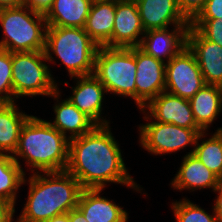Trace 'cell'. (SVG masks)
I'll return each mask as SVG.
<instances>
[{
  "mask_svg": "<svg viewBox=\"0 0 222 222\" xmlns=\"http://www.w3.org/2000/svg\"><path fill=\"white\" fill-rule=\"evenodd\" d=\"M123 159L110 124L97 125L89 133L69 140L66 171L83 189H105L108 183H116L142 194L143 189L130 175Z\"/></svg>",
  "mask_w": 222,
  "mask_h": 222,
  "instance_id": "1",
  "label": "cell"
},
{
  "mask_svg": "<svg viewBox=\"0 0 222 222\" xmlns=\"http://www.w3.org/2000/svg\"><path fill=\"white\" fill-rule=\"evenodd\" d=\"M28 197L17 222H46L77 208L82 191L79 181L67 171L38 172L24 178Z\"/></svg>",
  "mask_w": 222,
  "mask_h": 222,
  "instance_id": "2",
  "label": "cell"
},
{
  "mask_svg": "<svg viewBox=\"0 0 222 222\" xmlns=\"http://www.w3.org/2000/svg\"><path fill=\"white\" fill-rule=\"evenodd\" d=\"M12 156L25 174L21 159L25 160L31 173L66 171L69 138L47 120L31 115L21 129L18 147Z\"/></svg>",
  "mask_w": 222,
  "mask_h": 222,
  "instance_id": "3",
  "label": "cell"
},
{
  "mask_svg": "<svg viewBox=\"0 0 222 222\" xmlns=\"http://www.w3.org/2000/svg\"><path fill=\"white\" fill-rule=\"evenodd\" d=\"M98 48L84 28L47 26L44 50L47 64L53 62L55 65L54 54L70 78L94 74Z\"/></svg>",
  "mask_w": 222,
  "mask_h": 222,
  "instance_id": "4",
  "label": "cell"
},
{
  "mask_svg": "<svg viewBox=\"0 0 222 222\" xmlns=\"http://www.w3.org/2000/svg\"><path fill=\"white\" fill-rule=\"evenodd\" d=\"M3 38L0 48L9 52L44 51L47 22L44 14L25 5L0 9Z\"/></svg>",
  "mask_w": 222,
  "mask_h": 222,
  "instance_id": "5",
  "label": "cell"
},
{
  "mask_svg": "<svg viewBox=\"0 0 222 222\" xmlns=\"http://www.w3.org/2000/svg\"><path fill=\"white\" fill-rule=\"evenodd\" d=\"M136 69L135 47L99 46L94 75L107 94L130 97L136 104Z\"/></svg>",
  "mask_w": 222,
  "mask_h": 222,
  "instance_id": "6",
  "label": "cell"
},
{
  "mask_svg": "<svg viewBox=\"0 0 222 222\" xmlns=\"http://www.w3.org/2000/svg\"><path fill=\"white\" fill-rule=\"evenodd\" d=\"M46 61L44 51L12 53L13 102L20 96L49 97L59 88Z\"/></svg>",
  "mask_w": 222,
  "mask_h": 222,
  "instance_id": "7",
  "label": "cell"
},
{
  "mask_svg": "<svg viewBox=\"0 0 222 222\" xmlns=\"http://www.w3.org/2000/svg\"><path fill=\"white\" fill-rule=\"evenodd\" d=\"M144 119L151 122L139 125V143L151 155L172 154L193 146L188 152L192 154L195 149L197 137L203 131L201 129H188L170 123L152 121V118L144 111Z\"/></svg>",
  "mask_w": 222,
  "mask_h": 222,
  "instance_id": "8",
  "label": "cell"
},
{
  "mask_svg": "<svg viewBox=\"0 0 222 222\" xmlns=\"http://www.w3.org/2000/svg\"><path fill=\"white\" fill-rule=\"evenodd\" d=\"M165 91L181 98H192L206 85L194 53L188 46L166 63Z\"/></svg>",
  "mask_w": 222,
  "mask_h": 222,
  "instance_id": "9",
  "label": "cell"
},
{
  "mask_svg": "<svg viewBox=\"0 0 222 222\" xmlns=\"http://www.w3.org/2000/svg\"><path fill=\"white\" fill-rule=\"evenodd\" d=\"M136 106L140 110L165 91L166 64L135 47Z\"/></svg>",
  "mask_w": 222,
  "mask_h": 222,
  "instance_id": "10",
  "label": "cell"
},
{
  "mask_svg": "<svg viewBox=\"0 0 222 222\" xmlns=\"http://www.w3.org/2000/svg\"><path fill=\"white\" fill-rule=\"evenodd\" d=\"M188 29L189 26H173L171 30L170 27L147 30L138 48L166 64L187 46Z\"/></svg>",
  "mask_w": 222,
  "mask_h": 222,
  "instance_id": "11",
  "label": "cell"
},
{
  "mask_svg": "<svg viewBox=\"0 0 222 222\" xmlns=\"http://www.w3.org/2000/svg\"><path fill=\"white\" fill-rule=\"evenodd\" d=\"M76 82L72 89V95L67 99L81 112L85 113L97 125H109L110 121L104 119L103 111L104 94L107 91L99 79L94 75L72 77Z\"/></svg>",
  "mask_w": 222,
  "mask_h": 222,
  "instance_id": "12",
  "label": "cell"
},
{
  "mask_svg": "<svg viewBox=\"0 0 222 222\" xmlns=\"http://www.w3.org/2000/svg\"><path fill=\"white\" fill-rule=\"evenodd\" d=\"M143 110L156 122L170 123L188 129H200L194 120L189 99L166 91L155 97Z\"/></svg>",
  "mask_w": 222,
  "mask_h": 222,
  "instance_id": "13",
  "label": "cell"
},
{
  "mask_svg": "<svg viewBox=\"0 0 222 222\" xmlns=\"http://www.w3.org/2000/svg\"><path fill=\"white\" fill-rule=\"evenodd\" d=\"M187 46L194 53L206 84L222 87V47L189 26Z\"/></svg>",
  "mask_w": 222,
  "mask_h": 222,
  "instance_id": "14",
  "label": "cell"
},
{
  "mask_svg": "<svg viewBox=\"0 0 222 222\" xmlns=\"http://www.w3.org/2000/svg\"><path fill=\"white\" fill-rule=\"evenodd\" d=\"M144 33L135 0L116 1L112 47H138Z\"/></svg>",
  "mask_w": 222,
  "mask_h": 222,
  "instance_id": "15",
  "label": "cell"
},
{
  "mask_svg": "<svg viewBox=\"0 0 222 222\" xmlns=\"http://www.w3.org/2000/svg\"><path fill=\"white\" fill-rule=\"evenodd\" d=\"M145 31L173 26H190L179 11L177 0H135Z\"/></svg>",
  "mask_w": 222,
  "mask_h": 222,
  "instance_id": "16",
  "label": "cell"
},
{
  "mask_svg": "<svg viewBox=\"0 0 222 222\" xmlns=\"http://www.w3.org/2000/svg\"><path fill=\"white\" fill-rule=\"evenodd\" d=\"M60 96L59 88L50 95L57 102L53 106L55 119L53 122L51 120L48 122L61 134L70 140L89 133L97 126L91 118L78 110L67 98L62 100L61 97L60 101Z\"/></svg>",
  "mask_w": 222,
  "mask_h": 222,
  "instance_id": "17",
  "label": "cell"
},
{
  "mask_svg": "<svg viewBox=\"0 0 222 222\" xmlns=\"http://www.w3.org/2000/svg\"><path fill=\"white\" fill-rule=\"evenodd\" d=\"M104 189H82L77 208L88 222H127L128 212L114 200L100 196Z\"/></svg>",
  "mask_w": 222,
  "mask_h": 222,
  "instance_id": "18",
  "label": "cell"
},
{
  "mask_svg": "<svg viewBox=\"0 0 222 222\" xmlns=\"http://www.w3.org/2000/svg\"><path fill=\"white\" fill-rule=\"evenodd\" d=\"M219 178L208 169L193 153L183 156L181 166L171 181V187L176 190H191L209 188L215 190Z\"/></svg>",
  "mask_w": 222,
  "mask_h": 222,
  "instance_id": "19",
  "label": "cell"
},
{
  "mask_svg": "<svg viewBox=\"0 0 222 222\" xmlns=\"http://www.w3.org/2000/svg\"><path fill=\"white\" fill-rule=\"evenodd\" d=\"M115 0H93L84 30L99 45L112 47Z\"/></svg>",
  "mask_w": 222,
  "mask_h": 222,
  "instance_id": "20",
  "label": "cell"
},
{
  "mask_svg": "<svg viewBox=\"0 0 222 222\" xmlns=\"http://www.w3.org/2000/svg\"><path fill=\"white\" fill-rule=\"evenodd\" d=\"M189 102L197 126L203 132H209L208 129L222 112V87L206 84Z\"/></svg>",
  "mask_w": 222,
  "mask_h": 222,
  "instance_id": "21",
  "label": "cell"
},
{
  "mask_svg": "<svg viewBox=\"0 0 222 222\" xmlns=\"http://www.w3.org/2000/svg\"><path fill=\"white\" fill-rule=\"evenodd\" d=\"M93 0H54L44 14L47 26L84 28Z\"/></svg>",
  "mask_w": 222,
  "mask_h": 222,
  "instance_id": "22",
  "label": "cell"
},
{
  "mask_svg": "<svg viewBox=\"0 0 222 222\" xmlns=\"http://www.w3.org/2000/svg\"><path fill=\"white\" fill-rule=\"evenodd\" d=\"M30 116L16 102H0V153L14 154L21 129Z\"/></svg>",
  "mask_w": 222,
  "mask_h": 222,
  "instance_id": "23",
  "label": "cell"
},
{
  "mask_svg": "<svg viewBox=\"0 0 222 222\" xmlns=\"http://www.w3.org/2000/svg\"><path fill=\"white\" fill-rule=\"evenodd\" d=\"M208 134L210 133L202 132L198 135L193 154L221 180L222 128H218L210 138L205 139Z\"/></svg>",
  "mask_w": 222,
  "mask_h": 222,
  "instance_id": "24",
  "label": "cell"
},
{
  "mask_svg": "<svg viewBox=\"0 0 222 222\" xmlns=\"http://www.w3.org/2000/svg\"><path fill=\"white\" fill-rule=\"evenodd\" d=\"M25 176L26 174L11 154L0 153V199L15 206L17 195L24 185Z\"/></svg>",
  "mask_w": 222,
  "mask_h": 222,
  "instance_id": "25",
  "label": "cell"
},
{
  "mask_svg": "<svg viewBox=\"0 0 222 222\" xmlns=\"http://www.w3.org/2000/svg\"><path fill=\"white\" fill-rule=\"evenodd\" d=\"M170 207L173 210L176 222H217L214 209L210 215L205 209L187 198L172 202Z\"/></svg>",
  "mask_w": 222,
  "mask_h": 222,
  "instance_id": "26",
  "label": "cell"
},
{
  "mask_svg": "<svg viewBox=\"0 0 222 222\" xmlns=\"http://www.w3.org/2000/svg\"><path fill=\"white\" fill-rule=\"evenodd\" d=\"M0 102H13L12 53L0 48Z\"/></svg>",
  "mask_w": 222,
  "mask_h": 222,
  "instance_id": "27",
  "label": "cell"
},
{
  "mask_svg": "<svg viewBox=\"0 0 222 222\" xmlns=\"http://www.w3.org/2000/svg\"><path fill=\"white\" fill-rule=\"evenodd\" d=\"M190 26L196 28L207 40L222 47V18L193 19Z\"/></svg>",
  "mask_w": 222,
  "mask_h": 222,
  "instance_id": "28",
  "label": "cell"
},
{
  "mask_svg": "<svg viewBox=\"0 0 222 222\" xmlns=\"http://www.w3.org/2000/svg\"><path fill=\"white\" fill-rule=\"evenodd\" d=\"M207 0H177L179 11L191 22L204 8Z\"/></svg>",
  "mask_w": 222,
  "mask_h": 222,
  "instance_id": "29",
  "label": "cell"
},
{
  "mask_svg": "<svg viewBox=\"0 0 222 222\" xmlns=\"http://www.w3.org/2000/svg\"><path fill=\"white\" fill-rule=\"evenodd\" d=\"M222 0H207L204 8L194 19H221Z\"/></svg>",
  "mask_w": 222,
  "mask_h": 222,
  "instance_id": "30",
  "label": "cell"
},
{
  "mask_svg": "<svg viewBox=\"0 0 222 222\" xmlns=\"http://www.w3.org/2000/svg\"><path fill=\"white\" fill-rule=\"evenodd\" d=\"M15 206L3 199H0V222H14Z\"/></svg>",
  "mask_w": 222,
  "mask_h": 222,
  "instance_id": "31",
  "label": "cell"
},
{
  "mask_svg": "<svg viewBox=\"0 0 222 222\" xmlns=\"http://www.w3.org/2000/svg\"><path fill=\"white\" fill-rule=\"evenodd\" d=\"M54 0H23V5L31 10L45 14L52 6Z\"/></svg>",
  "mask_w": 222,
  "mask_h": 222,
  "instance_id": "32",
  "label": "cell"
},
{
  "mask_svg": "<svg viewBox=\"0 0 222 222\" xmlns=\"http://www.w3.org/2000/svg\"><path fill=\"white\" fill-rule=\"evenodd\" d=\"M213 192H215V194L217 193L213 209L216 215L217 222H222V179L219 180L218 186Z\"/></svg>",
  "mask_w": 222,
  "mask_h": 222,
  "instance_id": "33",
  "label": "cell"
},
{
  "mask_svg": "<svg viewBox=\"0 0 222 222\" xmlns=\"http://www.w3.org/2000/svg\"><path fill=\"white\" fill-rule=\"evenodd\" d=\"M70 222H88L83 213L78 209L74 208L70 210Z\"/></svg>",
  "mask_w": 222,
  "mask_h": 222,
  "instance_id": "34",
  "label": "cell"
},
{
  "mask_svg": "<svg viewBox=\"0 0 222 222\" xmlns=\"http://www.w3.org/2000/svg\"><path fill=\"white\" fill-rule=\"evenodd\" d=\"M23 5V0H0V9L19 7Z\"/></svg>",
  "mask_w": 222,
  "mask_h": 222,
  "instance_id": "35",
  "label": "cell"
},
{
  "mask_svg": "<svg viewBox=\"0 0 222 222\" xmlns=\"http://www.w3.org/2000/svg\"><path fill=\"white\" fill-rule=\"evenodd\" d=\"M46 222H70V211L68 213L54 216Z\"/></svg>",
  "mask_w": 222,
  "mask_h": 222,
  "instance_id": "36",
  "label": "cell"
}]
</instances>
